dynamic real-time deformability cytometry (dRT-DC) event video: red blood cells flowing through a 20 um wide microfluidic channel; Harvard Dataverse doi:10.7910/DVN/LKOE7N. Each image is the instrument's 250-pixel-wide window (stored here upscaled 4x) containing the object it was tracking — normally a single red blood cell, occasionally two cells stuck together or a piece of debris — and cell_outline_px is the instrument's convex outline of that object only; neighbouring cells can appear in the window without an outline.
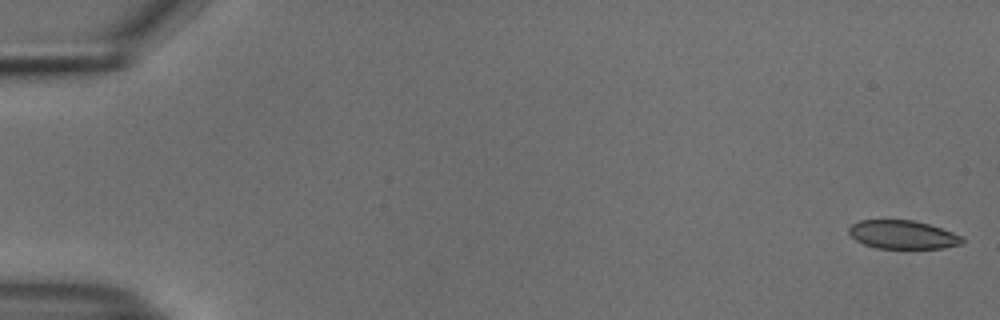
{"species": "common noctule bat (a hibernating species)", "species_latin": "Nyctalus noctula", "temperature_condition": "cold", "stored_images_in_passage": 20, "camera_frame_rate_fps": 3000, "um_per_image_px": 0.085, "animal": {"sex": "male", "body_mass_g": 18.8}, "frame": {"image": 1, "passage_image": 1, "time_ms": 0.0, "image_size_px": [1000, 320], "cell_outline_px": [[964, 244], [944, 248], [876, 248], [864, 244], [856, 240], [848, 232], [848, 228], [852, 224], [860, 220], [912, 220], [928, 224], [964, 236]], "centroid_in_image_um": [76.76, 19.95], "position_along_channel_um": 8.2, "area_um2": 18.84}}
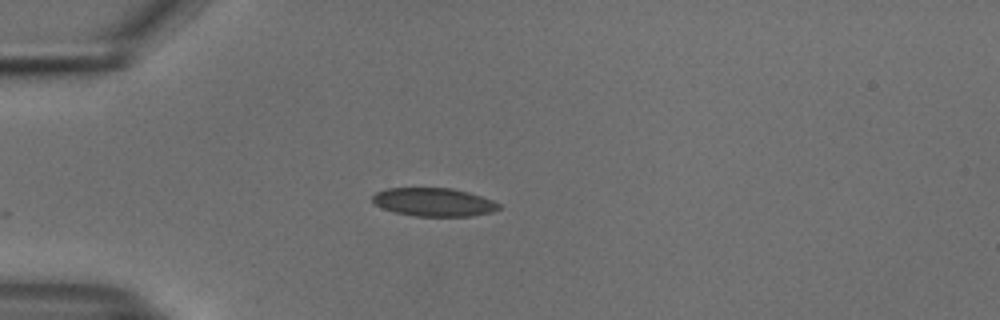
{"frame": {"image": 2, "passage_image": 15, "time_ms": 4.667, "image_size_px": [1000, 320], "cell_outline_px": [[500, 208], [492, 212], [472, 216], [416, 216], [396, 212], [384, 208], [376, 204], [372, 200], [372, 196], [376, 192], [388, 188], [452, 188], [468, 192], [492, 200], [500, 204]], "centroid_in_image_um": [36.89, 17.18], "position_along_channel_um": 48.1, "area_um2": 20.69}}